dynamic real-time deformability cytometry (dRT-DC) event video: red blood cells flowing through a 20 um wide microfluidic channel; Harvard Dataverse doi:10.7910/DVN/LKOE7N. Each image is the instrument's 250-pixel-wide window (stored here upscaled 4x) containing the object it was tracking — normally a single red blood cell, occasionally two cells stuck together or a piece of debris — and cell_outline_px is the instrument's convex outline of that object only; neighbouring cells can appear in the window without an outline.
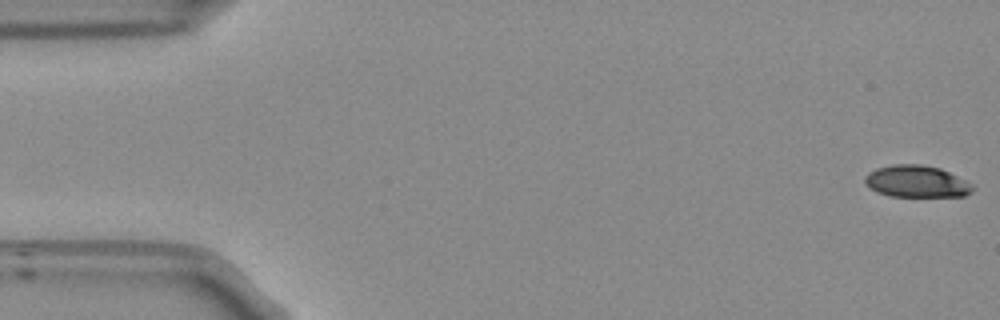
{"species": "Egyptian fruit bat (a non-hibernating species)", "species_latin": "Rousettus aegyptiacus", "temperature_condition": "room temperature", "stored_images_in_passage": 53, "camera_frame_rate_fps": 3000, "um_per_image_px": 0.085, "frame": {"image": 1, "passage_image": 1, "time_ms": 0.0, "image_size_px": [1000, 320], "cell_outline_px": [[972, 192], [964, 196], [892, 196], [876, 192], [864, 180], [864, 176], [868, 172], [876, 168], [892, 164], [920, 164], [940, 168], [972, 184]], "centroid_in_image_um": [77.88, 15.41], "position_along_channel_um": 7.1, "area_um2": 19.83}}
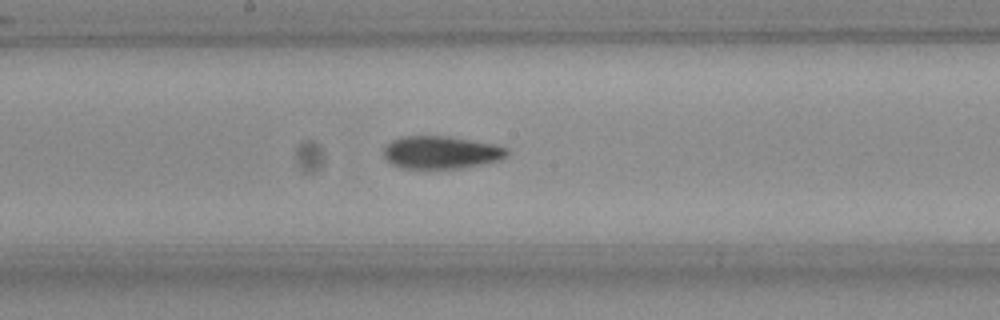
{"frame": {"image": 2, "passage_image": 28, "time_ms": 9.0, "image_size_px": [1000, 320], "cell_outline_px": [[508, 152], [500, 160], [460, 168], [400, 168], [392, 164], [384, 156], [384, 148], [392, 140], [400, 136], [448, 136], [492, 144], [508, 148]], "centroid_in_image_um": [37.46, 12.95], "position_along_channel_um": 210.7, "area_um2": 23.24}}
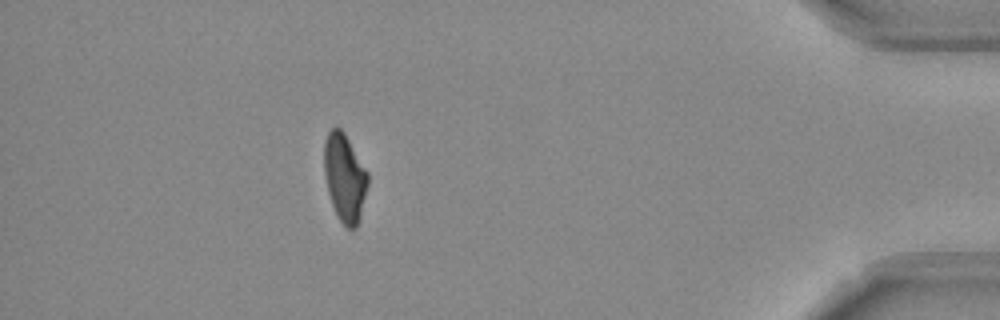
{"frame": {"image": 3, "passage_image": 48, "time_ms": 15.667, "image_size_px": [1000, 320], "cell_outline_px": [[368, 184], [360, 216], [356, 228], [348, 228], [336, 216], [328, 192], [324, 172], [324, 140], [328, 132], [336, 124], [344, 132], [368, 172]], "centroid_in_image_um": [29.28, 15.06], "position_along_channel_um": 405.9, "area_um2": 22.37}}